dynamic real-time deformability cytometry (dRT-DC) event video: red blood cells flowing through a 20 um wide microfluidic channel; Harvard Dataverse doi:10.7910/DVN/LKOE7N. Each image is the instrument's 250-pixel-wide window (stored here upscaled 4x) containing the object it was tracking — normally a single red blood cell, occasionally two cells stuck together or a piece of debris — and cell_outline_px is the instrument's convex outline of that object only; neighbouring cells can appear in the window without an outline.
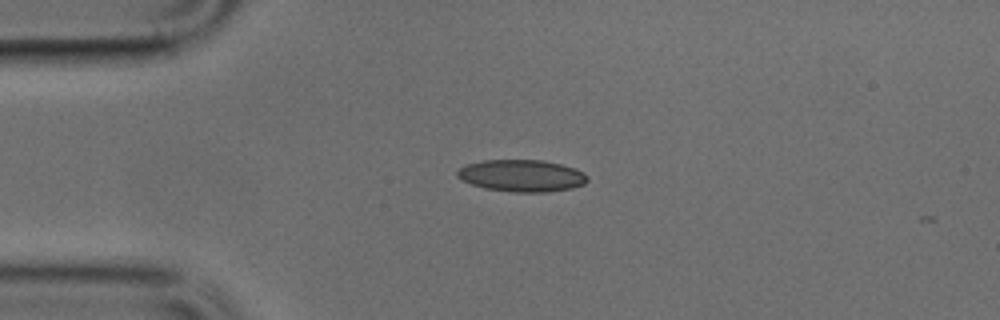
{"species": "common noctule bat (a hibernating species)", "species_latin": "Nyctalus noctula", "temperature_condition": "cold", "stored_images_in_passage": 2, "camera_frame_rate_fps": 3000, "um_per_image_px": 0.085, "animal": {"sex": "male", "body_mass_g": 17.9, "forearm_length_mm": 54.2}, "frame": {"image": 1, "passage_image": 1, "time_ms": 0.0, "image_size_px": [1000, 320], "cell_outline_px": [[588, 180], [584, 184], [572, 188], [548, 192], [512, 192], [484, 188], [472, 184], [456, 176], [456, 172], [460, 168], [468, 164], [484, 160], [540, 160], [560, 164], [576, 168], [584, 172], [588, 176]], "centroid_in_image_um": [44.38, 14.94], "position_along_channel_um": 40.6, "area_um2": 24.22}}